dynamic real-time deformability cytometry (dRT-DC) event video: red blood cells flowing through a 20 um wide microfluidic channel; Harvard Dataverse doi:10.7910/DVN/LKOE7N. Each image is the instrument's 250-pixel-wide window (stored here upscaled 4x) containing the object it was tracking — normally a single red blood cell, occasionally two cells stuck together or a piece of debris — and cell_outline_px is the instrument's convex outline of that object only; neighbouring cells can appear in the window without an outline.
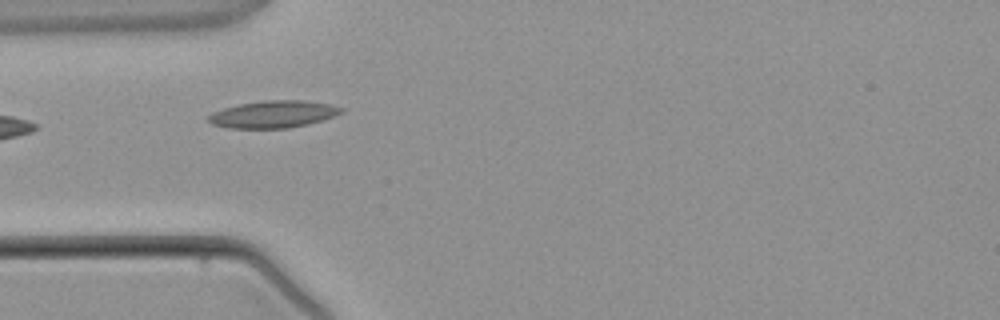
{"species": "common noctule bat (a hibernating species)", "species_latin": "Nyctalus noctula", "temperature_condition": "warm", "stored_images_in_passage": 3, "camera_frame_rate_fps": 3000, "um_per_image_px": 0.085, "animal": {"sex": "male", "body_mass_g": 21.5, "forearm_length_mm": 52.0}, "frame": {"image": 1, "passage_image": 3, "time_ms": 2.333, "image_size_px": [1000, 320], "cell_outline_px": [[344, 112], [324, 120], [308, 124], [288, 128], [228, 128], [212, 124], [208, 120], [208, 116], [212, 112], [224, 108], [240, 104], [264, 100], [304, 100], [332, 104], [344, 108]], "centroid_in_image_um": [23.27, 9.71], "position_along_channel_um": 61.7, "area_um2": 21.15}}